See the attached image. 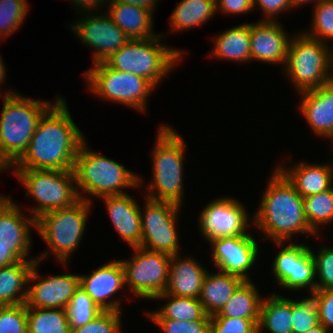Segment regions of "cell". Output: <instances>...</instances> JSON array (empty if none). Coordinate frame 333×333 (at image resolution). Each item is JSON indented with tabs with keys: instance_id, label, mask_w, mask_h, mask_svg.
<instances>
[{
	"instance_id": "1",
	"label": "cell",
	"mask_w": 333,
	"mask_h": 333,
	"mask_svg": "<svg viewBox=\"0 0 333 333\" xmlns=\"http://www.w3.org/2000/svg\"><path fill=\"white\" fill-rule=\"evenodd\" d=\"M40 118L23 156L12 169L73 170L85 135L74 123L65 100L57 97Z\"/></svg>"
},
{
	"instance_id": "2",
	"label": "cell",
	"mask_w": 333,
	"mask_h": 333,
	"mask_svg": "<svg viewBox=\"0 0 333 333\" xmlns=\"http://www.w3.org/2000/svg\"><path fill=\"white\" fill-rule=\"evenodd\" d=\"M260 205L252 216V224L268 238L287 242L294 234L317 236L303 213V197L276 167L268 180Z\"/></svg>"
},
{
	"instance_id": "3",
	"label": "cell",
	"mask_w": 333,
	"mask_h": 333,
	"mask_svg": "<svg viewBox=\"0 0 333 333\" xmlns=\"http://www.w3.org/2000/svg\"><path fill=\"white\" fill-rule=\"evenodd\" d=\"M88 149L85 140L74 161L73 172L80 199L91 203L93 201L88 196H83L84 193L99 199L103 196L127 194L123 191L124 188L141 186L143 179L134 172L115 160Z\"/></svg>"
},
{
	"instance_id": "4",
	"label": "cell",
	"mask_w": 333,
	"mask_h": 333,
	"mask_svg": "<svg viewBox=\"0 0 333 333\" xmlns=\"http://www.w3.org/2000/svg\"><path fill=\"white\" fill-rule=\"evenodd\" d=\"M157 133L156 146L151 155L153 178L146 188L148 193L145 196L181 206L184 196V151L187 143L171 126L162 124Z\"/></svg>"
},
{
	"instance_id": "5",
	"label": "cell",
	"mask_w": 333,
	"mask_h": 333,
	"mask_svg": "<svg viewBox=\"0 0 333 333\" xmlns=\"http://www.w3.org/2000/svg\"><path fill=\"white\" fill-rule=\"evenodd\" d=\"M3 99L0 152L13 166L26 152L40 118L53 104L30 99L15 91H6Z\"/></svg>"
},
{
	"instance_id": "6",
	"label": "cell",
	"mask_w": 333,
	"mask_h": 333,
	"mask_svg": "<svg viewBox=\"0 0 333 333\" xmlns=\"http://www.w3.org/2000/svg\"><path fill=\"white\" fill-rule=\"evenodd\" d=\"M162 36L130 40L104 62L112 69L147 79L156 88L183 58L180 49L160 43Z\"/></svg>"
},
{
	"instance_id": "7",
	"label": "cell",
	"mask_w": 333,
	"mask_h": 333,
	"mask_svg": "<svg viewBox=\"0 0 333 333\" xmlns=\"http://www.w3.org/2000/svg\"><path fill=\"white\" fill-rule=\"evenodd\" d=\"M290 38L285 62L286 76L299 93L317 89L333 79V47L305 32ZM331 48V49H329Z\"/></svg>"
},
{
	"instance_id": "8",
	"label": "cell",
	"mask_w": 333,
	"mask_h": 333,
	"mask_svg": "<svg viewBox=\"0 0 333 333\" xmlns=\"http://www.w3.org/2000/svg\"><path fill=\"white\" fill-rule=\"evenodd\" d=\"M13 173L25 186V195L38 204L29 214L35 220L47 212L71 207L80 200L73 170L15 169Z\"/></svg>"
},
{
	"instance_id": "9",
	"label": "cell",
	"mask_w": 333,
	"mask_h": 333,
	"mask_svg": "<svg viewBox=\"0 0 333 333\" xmlns=\"http://www.w3.org/2000/svg\"><path fill=\"white\" fill-rule=\"evenodd\" d=\"M91 203L80 199L73 206L47 212L36 219V230L55 258L67 264L84 235Z\"/></svg>"
},
{
	"instance_id": "10",
	"label": "cell",
	"mask_w": 333,
	"mask_h": 333,
	"mask_svg": "<svg viewBox=\"0 0 333 333\" xmlns=\"http://www.w3.org/2000/svg\"><path fill=\"white\" fill-rule=\"evenodd\" d=\"M83 73L90 91L100 98L146 112V102L155 89L147 79L112 69L105 62L95 63Z\"/></svg>"
},
{
	"instance_id": "11",
	"label": "cell",
	"mask_w": 333,
	"mask_h": 333,
	"mask_svg": "<svg viewBox=\"0 0 333 333\" xmlns=\"http://www.w3.org/2000/svg\"><path fill=\"white\" fill-rule=\"evenodd\" d=\"M131 259L120 260L124 269L125 285L133 295L154 300L166 290L171 256L143 247H132Z\"/></svg>"
},
{
	"instance_id": "12",
	"label": "cell",
	"mask_w": 333,
	"mask_h": 333,
	"mask_svg": "<svg viewBox=\"0 0 333 333\" xmlns=\"http://www.w3.org/2000/svg\"><path fill=\"white\" fill-rule=\"evenodd\" d=\"M145 199V207L140 210L142 225L140 247L170 256L179 254V235L176 225L181 206L147 197Z\"/></svg>"
},
{
	"instance_id": "13",
	"label": "cell",
	"mask_w": 333,
	"mask_h": 333,
	"mask_svg": "<svg viewBox=\"0 0 333 333\" xmlns=\"http://www.w3.org/2000/svg\"><path fill=\"white\" fill-rule=\"evenodd\" d=\"M282 249L274 258L272 273L277 283L289 290L309 289L310 295L316 291L315 261L309 246L290 242H276ZM282 245V246H281ZM286 245L285 247H283Z\"/></svg>"
},
{
	"instance_id": "14",
	"label": "cell",
	"mask_w": 333,
	"mask_h": 333,
	"mask_svg": "<svg viewBox=\"0 0 333 333\" xmlns=\"http://www.w3.org/2000/svg\"><path fill=\"white\" fill-rule=\"evenodd\" d=\"M246 208L235 198L221 197L210 201L199 215L202 236L209 241L220 237L244 236L250 225Z\"/></svg>"
},
{
	"instance_id": "15",
	"label": "cell",
	"mask_w": 333,
	"mask_h": 333,
	"mask_svg": "<svg viewBox=\"0 0 333 333\" xmlns=\"http://www.w3.org/2000/svg\"><path fill=\"white\" fill-rule=\"evenodd\" d=\"M50 251H46L36 257L37 260L30 272L28 283L29 285L26 306L27 308H57L66 309L69 305L70 299L75 291L80 287L79 274H62V275H49L42 280L37 269L38 264Z\"/></svg>"
},
{
	"instance_id": "16",
	"label": "cell",
	"mask_w": 333,
	"mask_h": 333,
	"mask_svg": "<svg viewBox=\"0 0 333 333\" xmlns=\"http://www.w3.org/2000/svg\"><path fill=\"white\" fill-rule=\"evenodd\" d=\"M88 14L83 13L84 17L78 22L74 21L70 27L81 40L80 42L95 49L93 64L104 62L130 41V38L113 22L107 11L105 15L104 13L98 16L91 15L92 12Z\"/></svg>"
},
{
	"instance_id": "17",
	"label": "cell",
	"mask_w": 333,
	"mask_h": 333,
	"mask_svg": "<svg viewBox=\"0 0 333 333\" xmlns=\"http://www.w3.org/2000/svg\"><path fill=\"white\" fill-rule=\"evenodd\" d=\"M208 242L212 246L213 262L219 271L250 281L248 271L256 263L259 252L258 242L253 235L220 237Z\"/></svg>"
},
{
	"instance_id": "18",
	"label": "cell",
	"mask_w": 333,
	"mask_h": 333,
	"mask_svg": "<svg viewBox=\"0 0 333 333\" xmlns=\"http://www.w3.org/2000/svg\"><path fill=\"white\" fill-rule=\"evenodd\" d=\"M30 227L36 229V220L25 216L10 196H0V245H12V252L21 260H37L30 257Z\"/></svg>"
},
{
	"instance_id": "19",
	"label": "cell",
	"mask_w": 333,
	"mask_h": 333,
	"mask_svg": "<svg viewBox=\"0 0 333 333\" xmlns=\"http://www.w3.org/2000/svg\"><path fill=\"white\" fill-rule=\"evenodd\" d=\"M79 284L103 311L121 312L120 300L109 298L125 288L124 269L120 259L100 266L92 274H79Z\"/></svg>"
},
{
	"instance_id": "20",
	"label": "cell",
	"mask_w": 333,
	"mask_h": 333,
	"mask_svg": "<svg viewBox=\"0 0 333 333\" xmlns=\"http://www.w3.org/2000/svg\"><path fill=\"white\" fill-rule=\"evenodd\" d=\"M250 42L251 61L285 64L290 39L278 21L251 23Z\"/></svg>"
},
{
	"instance_id": "21",
	"label": "cell",
	"mask_w": 333,
	"mask_h": 333,
	"mask_svg": "<svg viewBox=\"0 0 333 333\" xmlns=\"http://www.w3.org/2000/svg\"><path fill=\"white\" fill-rule=\"evenodd\" d=\"M299 109L319 137L333 141V79L323 86L301 92Z\"/></svg>"
},
{
	"instance_id": "22",
	"label": "cell",
	"mask_w": 333,
	"mask_h": 333,
	"mask_svg": "<svg viewBox=\"0 0 333 333\" xmlns=\"http://www.w3.org/2000/svg\"><path fill=\"white\" fill-rule=\"evenodd\" d=\"M106 204L109 218L115 231L131 248L141 246L142 210L137 202L127 194L100 197Z\"/></svg>"
},
{
	"instance_id": "23",
	"label": "cell",
	"mask_w": 333,
	"mask_h": 333,
	"mask_svg": "<svg viewBox=\"0 0 333 333\" xmlns=\"http://www.w3.org/2000/svg\"><path fill=\"white\" fill-rule=\"evenodd\" d=\"M196 261L198 260L190 257L183 260L178 254L171 256L165 294L199 298L202 282L208 270Z\"/></svg>"
},
{
	"instance_id": "24",
	"label": "cell",
	"mask_w": 333,
	"mask_h": 333,
	"mask_svg": "<svg viewBox=\"0 0 333 333\" xmlns=\"http://www.w3.org/2000/svg\"><path fill=\"white\" fill-rule=\"evenodd\" d=\"M301 162L290 168L276 166L303 197L324 192L333 187V164ZM332 164V165H330Z\"/></svg>"
},
{
	"instance_id": "25",
	"label": "cell",
	"mask_w": 333,
	"mask_h": 333,
	"mask_svg": "<svg viewBox=\"0 0 333 333\" xmlns=\"http://www.w3.org/2000/svg\"><path fill=\"white\" fill-rule=\"evenodd\" d=\"M107 5V13L130 40L158 36V34L153 33L154 14L152 11L116 0H111Z\"/></svg>"
},
{
	"instance_id": "26",
	"label": "cell",
	"mask_w": 333,
	"mask_h": 333,
	"mask_svg": "<svg viewBox=\"0 0 333 333\" xmlns=\"http://www.w3.org/2000/svg\"><path fill=\"white\" fill-rule=\"evenodd\" d=\"M243 282L241 277L233 274L222 271L210 274L207 271L198 298L207 315L218 314Z\"/></svg>"
},
{
	"instance_id": "27",
	"label": "cell",
	"mask_w": 333,
	"mask_h": 333,
	"mask_svg": "<svg viewBox=\"0 0 333 333\" xmlns=\"http://www.w3.org/2000/svg\"><path fill=\"white\" fill-rule=\"evenodd\" d=\"M36 260H24L0 267V306L26 302L28 279ZM27 285V286H26Z\"/></svg>"
},
{
	"instance_id": "28",
	"label": "cell",
	"mask_w": 333,
	"mask_h": 333,
	"mask_svg": "<svg viewBox=\"0 0 333 333\" xmlns=\"http://www.w3.org/2000/svg\"><path fill=\"white\" fill-rule=\"evenodd\" d=\"M214 49L210 57L235 62H251L250 23L229 28L214 37Z\"/></svg>"
},
{
	"instance_id": "29",
	"label": "cell",
	"mask_w": 333,
	"mask_h": 333,
	"mask_svg": "<svg viewBox=\"0 0 333 333\" xmlns=\"http://www.w3.org/2000/svg\"><path fill=\"white\" fill-rule=\"evenodd\" d=\"M268 330L270 333H293L292 330V299L285 298L280 294H272L263 297L258 333Z\"/></svg>"
},
{
	"instance_id": "30",
	"label": "cell",
	"mask_w": 333,
	"mask_h": 333,
	"mask_svg": "<svg viewBox=\"0 0 333 333\" xmlns=\"http://www.w3.org/2000/svg\"><path fill=\"white\" fill-rule=\"evenodd\" d=\"M262 298L252 280L244 281L222 310L210 318L259 319Z\"/></svg>"
},
{
	"instance_id": "31",
	"label": "cell",
	"mask_w": 333,
	"mask_h": 333,
	"mask_svg": "<svg viewBox=\"0 0 333 333\" xmlns=\"http://www.w3.org/2000/svg\"><path fill=\"white\" fill-rule=\"evenodd\" d=\"M167 301L161 309L146 312L150 319H174L179 321L210 320L198 298L179 297L169 294H160L154 300Z\"/></svg>"
},
{
	"instance_id": "32",
	"label": "cell",
	"mask_w": 333,
	"mask_h": 333,
	"mask_svg": "<svg viewBox=\"0 0 333 333\" xmlns=\"http://www.w3.org/2000/svg\"><path fill=\"white\" fill-rule=\"evenodd\" d=\"M216 10V0H182L170 16L172 31L179 32L202 26Z\"/></svg>"
},
{
	"instance_id": "33",
	"label": "cell",
	"mask_w": 333,
	"mask_h": 333,
	"mask_svg": "<svg viewBox=\"0 0 333 333\" xmlns=\"http://www.w3.org/2000/svg\"><path fill=\"white\" fill-rule=\"evenodd\" d=\"M27 333H70L66 309L27 308Z\"/></svg>"
},
{
	"instance_id": "34",
	"label": "cell",
	"mask_w": 333,
	"mask_h": 333,
	"mask_svg": "<svg viewBox=\"0 0 333 333\" xmlns=\"http://www.w3.org/2000/svg\"><path fill=\"white\" fill-rule=\"evenodd\" d=\"M303 213L311 230L319 235V228L333 222V187L303 198Z\"/></svg>"
},
{
	"instance_id": "35",
	"label": "cell",
	"mask_w": 333,
	"mask_h": 333,
	"mask_svg": "<svg viewBox=\"0 0 333 333\" xmlns=\"http://www.w3.org/2000/svg\"><path fill=\"white\" fill-rule=\"evenodd\" d=\"M66 312L70 329H76L95 319L103 310L79 287L70 299Z\"/></svg>"
},
{
	"instance_id": "36",
	"label": "cell",
	"mask_w": 333,
	"mask_h": 333,
	"mask_svg": "<svg viewBox=\"0 0 333 333\" xmlns=\"http://www.w3.org/2000/svg\"><path fill=\"white\" fill-rule=\"evenodd\" d=\"M27 0H0V37H10L20 28L27 11L29 10Z\"/></svg>"
},
{
	"instance_id": "37",
	"label": "cell",
	"mask_w": 333,
	"mask_h": 333,
	"mask_svg": "<svg viewBox=\"0 0 333 333\" xmlns=\"http://www.w3.org/2000/svg\"><path fill=\"white\" fill-rule=\"evenodd\" d=\"M312 30L305 33L322 43L333 41V0H322L313 6Z\"/></svg>"
},
{
	"instance_id": "38",
	"label": "cell",
	"mask_w": 333,
	"mask_h": 333,
	"mask_svg": "<svg viewBox=\"0 0 333 333\" xmlns=\"http://www.w3.org/2000/svg\"><path fill=\"white\" fill-rule=\"evenodd\" d=\"M318 324L317 302L312 296L301 300L292 299L293 333H305Z\"/></svg>"
},
{
	"instance_id": "39",
	"label": "cell",
	"mask_w": 333,
	"mask_h": 333,
	"mask_svg": "<svg viewBox=\"0 0 333 333\" xmlns=\"http://www.w3.org/2000/svg\"><path fill=\"white\" fill-rule=\"evenodd\" d=\"M0 333H27V306H0Z\"/></svg>"
},
{
	"instance_id": "40",
	"label": "cell",
	"mask_w": 333,
	"mask_h": 333,
	"mask_svg": "<svg viewBox=\"0 0 333 333\" xmlns=\"http://www.w3.org/2000/svg\"><path fill=\"white\" fill-rule=\"evenodd\" d=\"M311 254L315 261L316 290H333V248L323 247Z\"/></svg>"
},
{
	"instance_id": "41",
	"label": "cell",
	"mask_w": 333,
	"mask_h": 333,
	"mask_svg": "<svg viewBox=\"0 0 333 333\" xmlns=\"http://www.w3.org/2000/svg\"><path fill=\"white\" fill-rule=\"evenodd\" d=\"M121 312L103 311L82 327L70 329V333H121Z\"/></svg>"
},
{
	"instance_id": "42",
	"label": "cell",
	"mask_w": 333,
	"mask_h": 333,
	"mask_svg": "<svg viewBox=\"0 0 333 333\" xmlns=\"http://www.w3.org/2000/svg\"><path fill=\"white\" fill-rule=\"evenodd\" d=\"M259 319L210 318L209 333H258Z\"/></svg>"
},
{
	"instance_id": "43",
	"label": "cell",
	"mask_w": 333,
	"mask_h": 333,
	"mask_svg": "<svg viewBox=\"0 0 333 333\" xmlns=\"http://www.w3.org/2000/svg\"><path fill=\"white\" fill-rule=\"evenodd\" d=\"M164 333H209L210 320L179 321L174 319H150Z\"/></svg>"
},
{
	"instance_id": "44",
	"label": "cell",
	"mask_w": 333,
	"mask_h": 333,
	"mask_svg": "<svg viewBox=\"0 0 333 333\" xmlns=\"http://www.w3.org/2000/svg\"><path fill=\"white\" fill-rule=\"evenodd\" d=\"M311 296L317 302L319 323L330 332L333 329V290H316Z\"/></svg>"
},
{
	"instance_id": "45",
	"label": "cell",
	"mask_w": 333,
	"mask_h": 333,
	"mask_svg": "<svg viewBox=\"0 0 333 333\" xmlns=\"http://www.w3.org/2000/svg\"><path fill=\"white\" fill-rule=\"evenodd\" d=\"M257 5L265 15L262 20L267 21H276L275 16L293 8L291 0H253V7Z\"/></svg>"
},
{
	"instance_id": "46",
	"label": "cell",
	"mask_w": 333,
	"mask_h": 333,
	"mask_svg": "<svg viewBox=\"0 0 333 333\" xmlns=\"http://www.w3.org/2000/svg\"><path fill=\"white\" fill-rule=\"evenodd\" d=\"M253 8V0H216V10H222L227 15L246 14Z\"/></svg>"
},
{
	"instance_id": "47",
	"label": "cell",
	"mask_w": 333,
	"mask_h": 333,
	"mask_svg": "<svg viewBox=\"0 0 333 333\" xmlns=\"http://www.w3.org/2000/svg\"><path fill=\"white\" fill-rule=\"evenodd\" d=\"M111 0H71V2L75 5V7L79 10L78 13H88L93 12L97 8H101V6L109 3ZM104 3V4H103ZM101 5V6H100ZM79 7V8H78Z\"/></svg>"
},
{
	"instance_id": "48",
	"label": "cell",
	"mask_w": 333,
	"mask_h": 333,
	"mask_svg": "<svg viewBox=\"0 0 333 333\" xmlns=\"http://www.w3.org/2000/svg\"><path fill=\"white\" fill-rule=\"evenodd\" d=\"M20 261L12 252V245H0V267L9 266Z\"/></svg>"
},
{
	"instance_id": "49",
	"label": "cell",
	"mask_w": 333,
	"mask_h": 333,
	"mask_svg": "<svg viewBox=\"0 0 333 333\" xmlns=\"http://www.w3.org/2000/svg\"><path fill=\"white\" fill-rule=\"evenodd\" d=\"M122 3H129L131 5H137L144 7L154 13V10L156 8V3H158L159 0H116Z\"/></svg>"
},
{
	"instance_id": "50",
	"label": "cell",
	"mask_w": 333,
	"mask_h": 333,
	"mask_svg": "<svg viewBox=\"0 0 333 333\" xmlns=\"http://www.w3.org/2000/svg\"><path fill=\"white\" fill-rule=\"evenodd\" d=\"M322 0H291L292 5L294 8L303 6L304 4H307V2H312L315 5H317L318 3H320ZM303 4V5H302Z\"/></svg>"
},
{
	"instance_id": "51",
	"label": "cell",
	"mask_w": 333,
	"mask_h": 333,
	"mask_svg": "<svg viewBox=\"0 0 333 333\" xmlns=\"http://www.w3.org/2000/svg\"><path fill=\"white\" fill-rule=\"evenodd\" d=\"M305 333H333V332H332V331L329 332L325 327H323V326L319 323L317 326L311 328L310 330H308V331L305 332Z\"/></svg>"
},
{
	"instance_id": "52",
	"label": "cell",
	"mask_w": 333,
	"mask_h": 333,
	"mask_svg": "<svg viewBox=\"0 0 333 333\" xmlns=\"http://www.w3.org/2000/svg\"><path fill=\"white\" fill-rule=\"evenodd\" d=\"M9 170L12 169V166L7 162V160L2 156V153L0 152V173L3 170Z\"/></svg>"
},
{
	"instance_id": "53",
	"label": "cell",
	"mask_w": 333,
	"mask_h": 333,
	"mask_svg": "<svg viewBox=\"0 0 333 333\" xmlns=\"http://www.w3.org/2000/svg\"><path fill=\"white\" fill-rule=\"evenodd\" d=\"M5 63L3 62L1 55H0V84L5 82V78H6V68H5Z\"/></svg>"
}]
</instances>
